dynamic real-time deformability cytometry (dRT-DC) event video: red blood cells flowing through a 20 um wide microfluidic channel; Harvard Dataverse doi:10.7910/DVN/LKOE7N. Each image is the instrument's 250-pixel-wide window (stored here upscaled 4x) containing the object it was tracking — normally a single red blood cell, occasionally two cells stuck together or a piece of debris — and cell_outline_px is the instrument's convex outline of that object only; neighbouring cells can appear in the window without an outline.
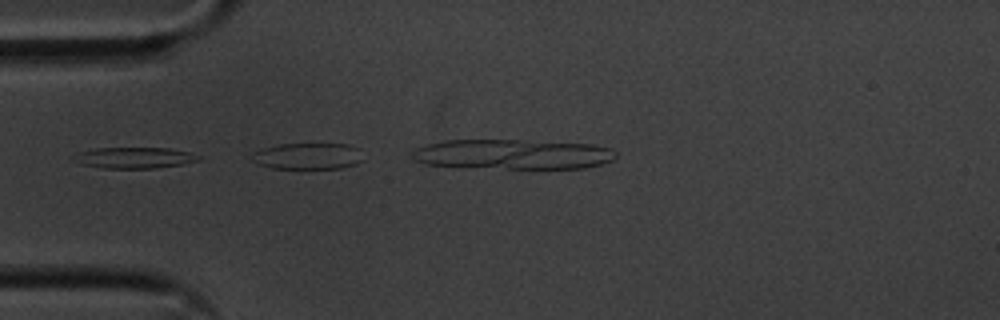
{"species": "common noctule bat (a hibernating species)", "species_latin": "Nyctalus noctula", "temperature_condition": "cold", "stored_images_in_passage": 5, "camera_frame_rate_fps": 3000, "um_per_image_px": 0.085, "animal": {"sex": "male", "body_mass_g": 20.1, "forearm_length_mm": 53.5}, "frame": {"image": 1, "passage_image": 2, "time_ms": 0.333, "image_size_px": [1000, 320], "cell_outline_px": [[200, 160], [184, 164], [156, 168], [100, 168], [80, 164], [72, 160], [68, 156], [76, 152], [96, 148], [168, 148], [192, 152], [200, 156]], "centroid_in_image_um": [11.35, 13.41], "position_along_channel_um": 73.6, "area_um2": 15.72}}